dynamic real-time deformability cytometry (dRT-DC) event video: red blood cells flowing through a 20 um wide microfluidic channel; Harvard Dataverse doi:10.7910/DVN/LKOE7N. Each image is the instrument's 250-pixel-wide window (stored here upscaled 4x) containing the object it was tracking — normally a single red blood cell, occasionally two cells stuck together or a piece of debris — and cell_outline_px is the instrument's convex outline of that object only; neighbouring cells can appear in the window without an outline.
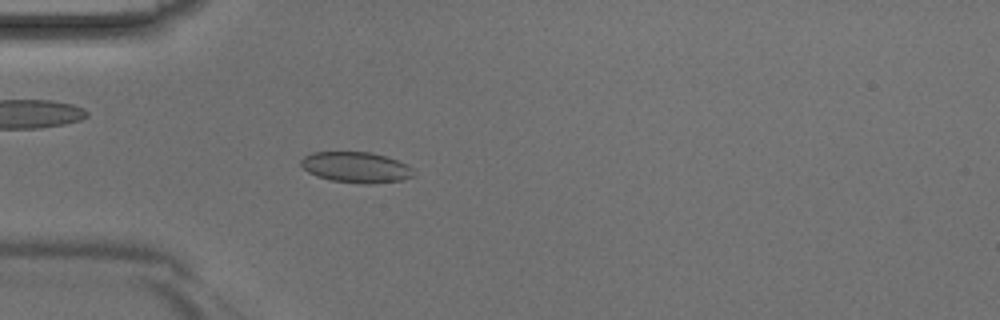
{"species": "Egyptian fruit bat (a non-hibernating species)", "species_latin": "Rousettus aegyptiacus", "temperature_condition": "room temperature", "stored_images_in_passage": 32, "camera_frame_rate_fps": 3000, "um_per_image_px": 0.085, "animal": {"sex": "male"}, "frame": {"image": 1, "passage_image": 1, "time_ms": 0.0, "image_size_px": [1000, 320], "cell_outline_px": [[412, 176], [400, 180], [372, 184], [360, 184], [332, 180], [316, 176], [308, 172], [300, 164], [300, 160], [304, 156], [312, 152], [368, 152], [384, 156], [408, 164], [412, 168]], "centroid_in_image_um": [30.23, 14.22], "position_along_channel_um": 54.8, "area_um2": 20.06}}
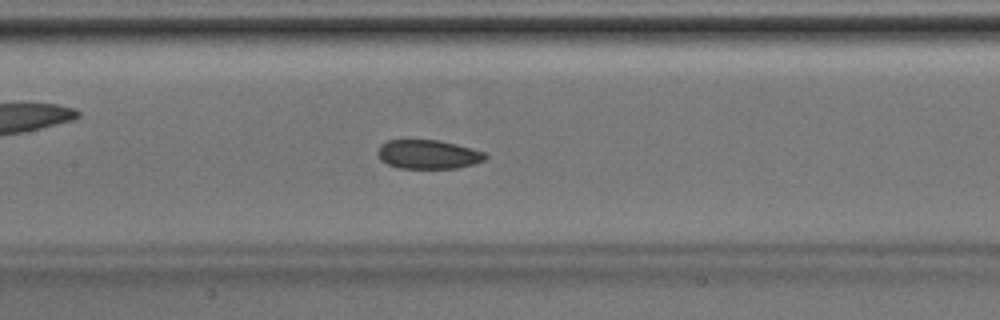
{"frame": {"image": 2, "passage_image": 9, "time_ms": 2.667, "image_size_px": [1000, 320], "cell_outline_px": [[488, 156], [484, 160], [472, 164], [456, 168], [400, 168], [388, 164], [380, 160], [376, 152], [380, 144], [388, 140], [440, 140], [472, 148], [484, 152]], "centroid_in_image_um": [36.36, 13.11], "position_along_channel_um": 171.0, "area_um2": 18.21}}
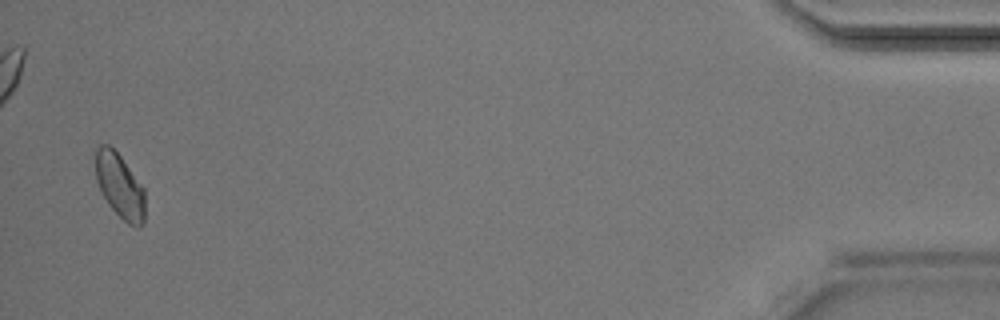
{"frame": {"image": 3, "passage_image": 31, "time_ms": 10.0, "image_size_px": [1000, 320], "cell_outline_px": [[144, 224], [140, 228], [136, 228], [128, 224], [108, 204], [96, 180], [96, 148], [100, 144], [108, 144], [120, 156], [144, 188]], "centroid_in_image_um": [10.19, 15.82], "position_along_channel_um": 425.0, "area_um2": 18.38}}